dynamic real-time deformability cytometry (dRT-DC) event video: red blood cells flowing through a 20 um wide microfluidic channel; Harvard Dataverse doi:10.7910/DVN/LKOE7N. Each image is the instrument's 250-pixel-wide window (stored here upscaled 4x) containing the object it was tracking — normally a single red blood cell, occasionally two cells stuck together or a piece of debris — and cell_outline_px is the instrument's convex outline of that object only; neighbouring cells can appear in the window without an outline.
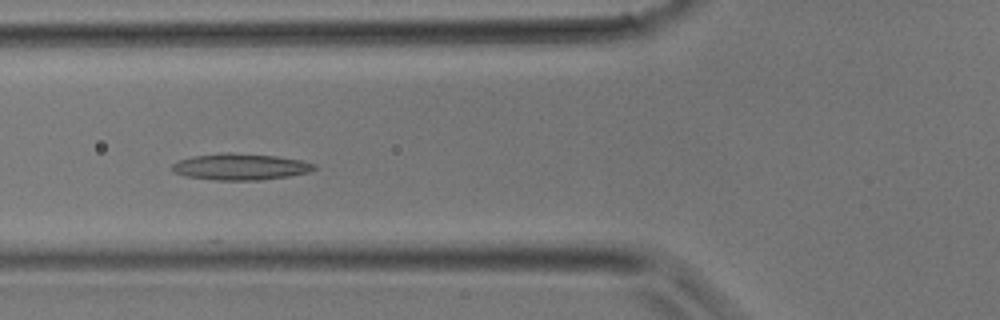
{"species": "common noctule bat (a hibernating species)", "species_latin": "Nyctalus noctula", "temperature_condition": "room temperature", "stored_images_in_passage": 34, "camera_frame_rate_fps": 3000, "um_per_image_px": 0.085, "animal": {"sex": "male", "body_mass_g": 17.9}, "frame": {"image": 1, "passage_image": 12, "time_ms": 3.667, "image_size_px": [1000, 320], "cell_outline_px": [[320, 168], [308, 172], [288, 176], [260, 180], [216, 180], [184, 176], [172, 172], [172, 164], [180, 160], [192, 156], [224, 152], [232, 152], [276, 156], [304, 160], [316, 164]], "centroid_in_image_um": [20.46, 14.17], "position_along_channel_um": 105.3, "area_um2": 22.14}}
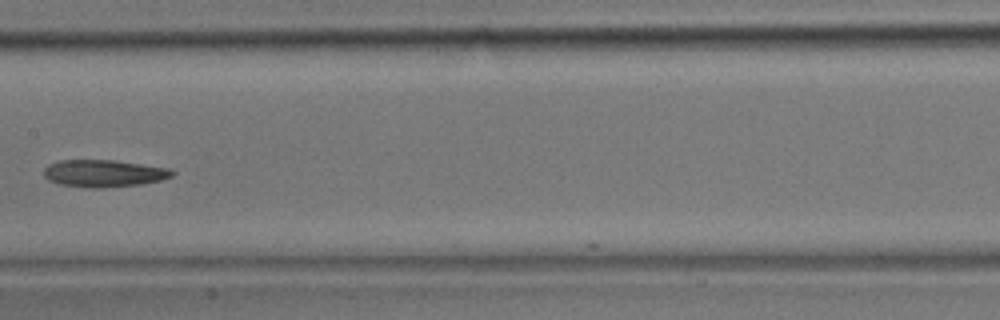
{"frame": {"image": 2, "passage_image": 17, "time_ms": 5.333, "image_size_px": [1000, 320], "cell_outline_px": [[176, 172], [172, 176], [160, 180], [140, 184], [100, 188], [92, 188], [60, 184], [48, 180], [44, 176], [44, 168], [48, 164], [60, 160], [112, 160], [168, 168]], "centroid_in_image_um": [8.79, 14.73], "position_along_channel_um": 198.6, "area_um2": 20.17}}
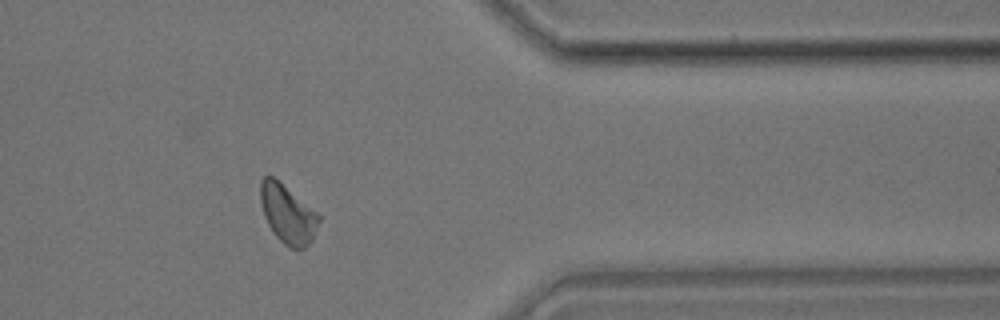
{"frame": {"image": 3, "passage_image": 28, "time_ms": 9.0, "image_size_px": [1000, 320], "cell_outline_px": [[320, 220], [312, 240], [304, 248], [288, 248], [276, 236], [268, 224], [264, 216], [260, 200], [260, 180], [264, 176], [272, 176], [316, 212], [320, 216]], "centroid_in_image_um": [24.43, 18.21], "position_along_channel_um": 387.0, "area_um2": 19.54}}